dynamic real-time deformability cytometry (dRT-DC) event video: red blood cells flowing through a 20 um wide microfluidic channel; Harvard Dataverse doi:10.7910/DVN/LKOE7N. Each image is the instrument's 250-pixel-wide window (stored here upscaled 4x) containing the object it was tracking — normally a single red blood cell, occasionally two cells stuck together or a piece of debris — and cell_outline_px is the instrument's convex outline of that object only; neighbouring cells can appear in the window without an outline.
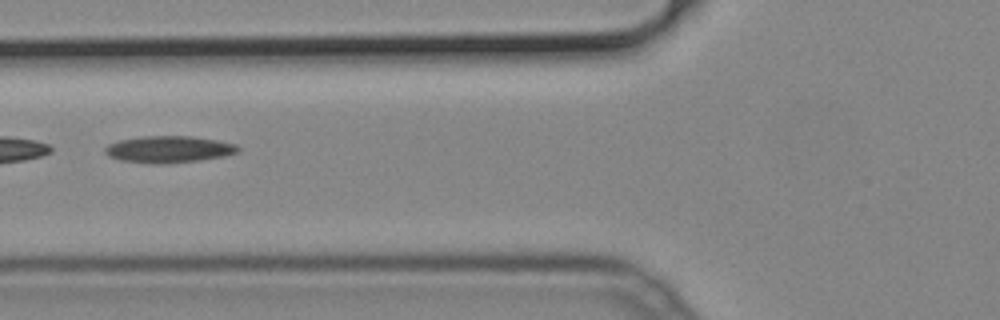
{"species": "common noctule bat (a hibernating species)", "species_latin": "Nyctalus noctula", "temperature_condition": "cold", "stored_images_in_passage": 23, "camera_frame_rate_fps": 3000, "um_per_image_px": 0.085, "animal": {"sex": "male", "body_mass_g": 19.2, "forearm_length_mm": 51.8}, "frame": {"image": 1, "passage_image": 5, "time_ms": 1.333, "image_size_px": [1000, 320], "cell_outline_px": [[240, 152], [224, 156], [200, 160], [164, 164], [152, 164], [120, 160], [108, 156], [104, 152], [104, 148], [108, 144], [120, 140], [144, 136], [192, 136], [216, 140], [236, 144], [240, 148]], "centroid_in_image_um": [14.35, 12.7], "position_along_channel_um": 111.5, "area_um2": 20.87}}